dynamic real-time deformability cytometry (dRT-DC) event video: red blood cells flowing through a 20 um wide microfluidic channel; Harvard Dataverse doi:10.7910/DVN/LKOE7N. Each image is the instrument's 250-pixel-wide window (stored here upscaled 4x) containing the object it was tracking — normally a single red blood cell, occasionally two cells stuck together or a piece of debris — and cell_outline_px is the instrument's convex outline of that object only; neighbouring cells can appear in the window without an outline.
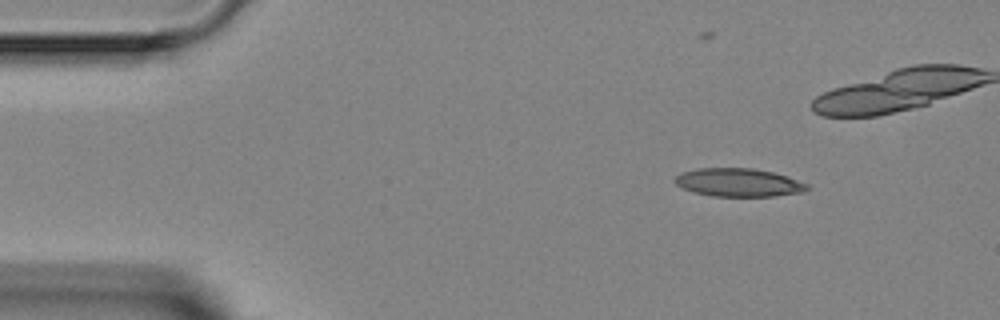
{"species": "Egyptian fruit bat (a non-hibernating species)", "species_latin": "Rousettus aegyptiacus", "temperature_condition": "room temperature", "stored_images_in_passage": 4, "camera_frame_rate_fps": 3000, "um_per_image_px": 0.085, "animal": {"sex": "female"}, "frame": {"image": 1, "passage_image": 1, "time_ms": 0.0, "image_size_px": [1000, 320], "cell_outline_px": [[812, 188], [804, 192], [776, 196], [712, 196], [696, 192], [684, 188], [676, 184], [676, 176], [684, 172], [700, 168], [752, 168], [772, 172], [788, 176], [808, 184]], "centroid_in_image_um": [62.87, 15.51], "position_along_channel_um": 22.1, "area_um2": 21.62}}